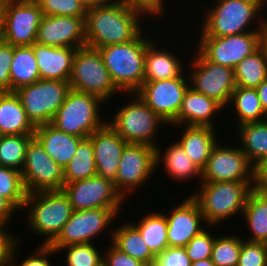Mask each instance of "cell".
<instances>
[{"label":"cell","instance_id":"cell-4","mask_svg":"<svg viewBox=\"0 0 267 266\" xmlns=\"http://www.w3.org/2000/svg\"><path fill=\"white\" fill-rule=\"evenodd\" d=\"M145 34V35H144ZM141 32L134 40L99 48L110 77L122 94L136 93L144 81L145 52L153 40Z\"/></svg>","mask_w":267,"mask_h":266},{"label":"cell","instance_id":"cell-54","mask_svg":"<svg viewBox=\"0 0 267 266\" xmlns=\"http://www.w3.org/2000/svg\"><path fill=\"white\" fill-rule=\"evenodd\" d=\"M191 266H215V264L211 261L210 258H208L205 260L192 262Z\"/></svg>","mask_w":267,"mask_h":266},{"label":"cell","instance_id":"cell-29","mask_svg":"<svg viewBox=\"0 0 267 266\" xmlns=\"http://www.w3.org/2000/svg\"><path fill=\"white\" fill-rule=\"evenodd\" d=\"M238 145L256 167L267 159V121L250 122L236 127Z\"/></svg>","mask_w":267,"mask_h":266},{"label":"cell","instance_id":"cell-50","mask_svg":"<svg viewBox=\"0 0 267 266\" xmlns=\"http://www.w3.org/2000/svg\"><path fill=\"white\" fill-rule=\"evenodd\" d=\"M133 3L144 6L156 19L163 17L165 11L167 10L166 2L167 0H130ZM166 1V2H165ZM166 7V8H165Z\"/></svg>","mask_w":267,"mask_h":266},{"label":"cell","instance_id":"cell-22","mask_svg":"<svg viewBox=\"0 0 267 266\" xmlns=\"http://www.w3.org/2000/svg\"><path fill=\"white\" fill-rule=\"evenodd\" d=\"M223 110L225 111L214 99L195 91L189 86L184 94L180 111L177 117L169 124V127L172 129V126L187 125L209 126L218 129L215 123L217 120L215 119L220 114L223 116Z\"/></svg>","mask_w":267,"mask_h":266},{"label":"cell","instance_id":"cell-6","mask_svg":"<svg viewBox=\"0 0 267 266\" xmlns=\"http://www.w3.org/2000/svg\"><path fill=\"white\" fill-rule=\"evenodd\" d=\"M130 99L118 107L107 120V123L123 138L127 143L145 144L156 147L159 141L156 136L162 130L160 127L167 125L160 115L151 110L145 102L136 94H125ZM112 117V118H111ZM164 124V125H163Z\"/></svg>","mask_w":267,"mask_h":266},{"label":"cell","instance_id":"cell-23","mask_svg":"<svg viewBox=\"0 0 267 266\" xmlns=\"http://www.w3.org/2000/svg\"><path fill=\"white\" fill-rule=\"evenodd\" d=\"M154 39L147 45L145 52L144 81L153 82L159 80L173 79L180 77L185 71L186 58L175 51H170L165 46L162 47L159 40ZM158 41V43H157ZM183 62H182V60Z\"/></svg>","mask_w":267,"mask_h":266},{"label":"cell","instance_id":"cell-3","mask_svg":"<svg viewBox=\"0 0 267 266\" xmlns=\"http://www.w3.org/2000/svg\"><path fill=\"white\" fill-rule=\"evenodd\" d=\"M198 187L190 196L198 203L206 225L217 228L234 215L239 217L243 213L254 182H200Z\"/></svg>","mask_w":267,"mask_h":266},{"label":"cell","instance_id":"cell-31","mask_svg":"<svg viewBox=\"0 0 267 266\" xmlns=\"http://www.w3.org/2000/svg\"><path fill=\"white\" fill-rule=\"evenodd\" d=\"M241 216L249 229V236L244 240L267 243V195L253 189L248 195Z\"/></svg>","mask_w":267,"mask_h":266},{"label":"cell","instance_id":"cell-38","mask_svg":"<svg viewBox=\"0 0 267 266\" xmlns=\"http://www.w3.org/2000/svg\"><path fill=\"white\" fill-rule=\"evenodd\" d=\"M244 237L241 235L215 233V241L211 252V261L215 266H237Z\"/></svg>","mask_w":267,"mask_h":266},{"label":"cell","instance_id":"cell-7","mask_svg":"<svg viewBox=\"0 0 267 266\" xmlns=\"http://www.w3.org/2000/svg\"><path fill=\"white\" fill-rule=\"evenodd\" d=\"M102 104L107 103L96 95L70 89L50 124L69 135L88 138L107 123L100 112Z\"/></svg>","mask_w":267,"mask_h":266},{"label":"cell","instance_id":"cell-41","mask_svg":"<svg viewBox=\"0 0 267 266\" xmlns=\"http://www.w3.org/2000/svg\"><path fill=\"white\" fill-rule=\"evenodd\" d=\"M43 16L86 17L87 7L81 0H35Z\"/></svg>","mask_w":267,"mask_h":266},{"label":"cell","instance_id":"cell-19","mask_svg":"<svg viewBox=\"0 0 267 266\" xmlns=\"http://www.w3.org/2000/svg\"><path fill=\"white\" fill-rule=\"evenodd\" d=\"M163 213L167 219L168 247H185L188 242L208 227L198 203L188 195L180 203ZM204 225V226H203Z\"/></svg>","mask_w":267,"mask_h":266},{"label":"cell","instance_id":"cell-14","mask_svg":"<svg viewBox=\"0 0 267 266\" xmlns=\"http://www.w3.org/2000/svg\"><path fill=\"white\" fill-rule=\"evenodd\" d=\"M213 146L207 164L201 171V182L219 181L254 182L255 167L248 161L240 146L220 143Z\"/></svg>","mask_w":267,"mask_h":266},{"label":"cell","instance_id":"cell-35","mask_svg":"<svg viewBox=\"0 0 267 266\" xmlns=\"http://www.w3.org/2000/svg\"><path fill=\"white\" fill-rule=\"evenodd\" d=\"M236 86L257 88L267 78V56L262 46L234 68Z\"/></svg>","mask_w":267,"mask_h":266},{"label":"cell","instance_id":"cell-15","mask_svg":"<svg viewBox=\"0 0 267 266\" xmlns=\"http://www.w3.org/2000/svg\"><path fill=\"white\" fill-rule=\"evenodd\" d=\"M263 32H248L225 37L196 36V49L215 64L235 68L261 46Z\"/></svg>","mask_w":267,"mask_h":266},{"label":"cell","instance_id":"cell-2","mask_svg":"<svg viewBox=\"0 0 267 266\" xmlns=\"http://www.w3.org/2000/svg\"><path fill=\"white\" fill-rule=\"evenodd\" d=\"M205 8L198 36L225 37L263 32L267 26V0H214ZM215 3V4H214ZM213 4V5H212ZM256 23V24H255Z\"/></svg>","mask_w":267,"mask_h":266},{"label":"cell","instance_id":"cell-45","mask_svg":"<svg viewBox=\"0 0 267 266\" xmlns=\"http://www.w3.org/2000/svg\"><path fill=\"white\" fill-rule=\"evenodd\" d=\"M184 247H167L155 256L153 266H191Z\"/></svg>","mask_w":267,"mask_h":266},{"label":"cell","instance_id":"cell-27","mask_svg":"<svg viewBox=\"0 0 267 266\" xmlns=\"http://www.w3.org/2000/svg\"><path fill=\"white\" fill-rule=\"evenodd\" d=\"M34 136L61 168H65L70 162L84 139L59 131L50 123L36 126Z\"/></svg>","mask_w":267,"mask_h":266},{"label":"cell","instance_id":"cell-13","mask_svg":"<svg viewBox=\"0 0 267 266\" xmlns=\"http://www.w3.org/2000/svg\"><path fill=\"white\" fill-rule=\"evenodd\" d=\"M120 160L114 186L127 200L138 188L146 186V180L150 181L149 179L154 176L155 148L145 144L128 143Z\"/></svg>","mask_w":267,"mask_h":266},{"label":"cell","instance_id":"cell-57","mask_svg":"<svg viewBox=\"0 0 267 266\" xmlns=\"http://www.w3.org/2000/svg\"><path fill=\"white\" fill-rule=\"evenodd\" d=\"M4 1H10V0H0V3L4 2Z\"/></svg>","mask_w":267,"mask_h":266},{"label":"cell","instance_id":"cell-10","mask_svg":"<svg viewBox=\"0 0 267 266\" xmlns=\"http://www.w3.org/2000/svg\"><path fill=\"white\" fill-rule=\"evenodd\" d=\"M190 62H187V71L190 87L195 91L214 99L226 109L231 94L236 88L234 69L212 63L207 60L197 49L192 48ZM189 66V67H188Z\"/></svg>","mask_w":267,"mask_h":266},{"label":"cell","instance_id":"cell-44","mask_svg":"<svg viewBox=\"0 0 267 266\" xmlns=\"http://www.w3.org/2000/svg\"><path fill=\"white\" fill-rule=\"evenodd\" d=\"M237 266H267V243L243 239Z\"/></svg>","mask_w":267,"mask_h":266},{"label":"cell","instance_id":"cell-8","mask_svg":"<svg viewBox=\"0 0 267 266\" xmlns=\"http://www.w3.org/2000/svg\"><path fill=\"white\" fill-rule=\"evenodd\" d=\"M69 84L70 89L96 95L106 103L116 93L123 95L113 83L99 50L88 46L77 49Z\"/></svg>","mask_w":267,"mask_h":266},{"label":"cell","instance_id":"cell-11","mask_svg":"<svg viewBox=\"0 0 267 266\" xmlns=\"http://www.w3.org/2000/svg\"><path fill=\"white\" fill-rule=\"evenodd\" d=\"M69 90V81L39 79L18 88L15 93L20 98L28 119L36 127L51 123Z\"/></svg>","mask_w":267,"mask_h":266},{"label":"cell","instance_id":"cell-21","mask_svg":"<svg viewBox=\"0 0 267 266\" xmlns=\"http://www.w3.org/2000/svg\"><path fill=\"white\" fill-rule=\"evenodd\" d=\"M89 138L94 148L96 174L115 183L120 158L128 143L108 123Z\"/></svg>","mask_w":267,"mask_h":266},{"label":"cell","instance_id":"cell-18","mask_svg":"<svg viewBox=\"0 0 267 266\" xmlns=\"http://www.w3.org/2000/svg\"><path fill=\"white\" fill-rule=\"evenodd\" d=\"M190 86L188 71L173 79L143 82L136 94L170 124L178 115L184 94Z\"/></svg>","mask_w":267,"mask_h":266},{"label":"cell","instance_id":"cell-28","mask_svg":"<svg viewBox=\"0 0 267 266\" xmlns=\"http://www.w3.org/2000/svg\"><path fill=\"white\" fill-rule=\"evenodd\" d=\"M35 128L28 119L15 91L0 92V131L2 135H34Z\"/></svg>","mask_w":267,"mask_h":266},{"label":"cell","instance_id":"cell-24","mask_svg":"<svg viewBox=\"0 0 267 266\" xmlns=\"http://www.w3.org/2000/svg\"><path fill=\"white\" fill-rule=\"evenodd\" d=\"M31 46L38 65L40 79L69 81L77 48L54 47L37 42Z\"/></svg>","mask_w":267,"mask_h":266},{"label":"cell","instance_id":"cell-53","mask_svg":"<svg viewBox=\"0 0 267 266\" xmlns=\"http://www.w3.org/2000/svg\"><path fill=\"white\" fill-rule=\"evenodd\" d=\"M81 1L87 8H90L93 6L111 5L114 3H118L122 0H81Z\"/></svg>","mask_w":267,"mask_h":266},{"label":"cell","instance_id":"cell-20","mask_svg":"<svg viewBox=\"0 0 267 266\" xmlns=\"http://www.w3.org/2000/svg\"><path fill=\"white\" fill-rule=\"evenodd\" d=\"M36 42L54 47L86 46L85 18L74 16H43Z\"/></svg>","mask_w":267,"mask_h":266},{"label":"cell","instance_id":"cell-47","mask_svg":"<svg viewBox=\"0 0 267 266\" xmlns=\"http://www.w3.org/2000/svg\"><path fill=\"white\" fill-rule=\"evenodd\" d=\"M105 248L103 249V266H146L141 261L116 248L111 242Z\"/></svg>","mask_w":267,"mask_h":266},{"label":"cell","instance_id":"cell-43","mask_svg":"<svg viewBox=\"0 0 267 266\" xmlns=\"http://www.w3.org/2000/svg\"><path fill=\"white\" fill-rule=\"evenodd\" d=\"M208 228L206 227L198 235L193 237L184 247L191 262L211 258L215 234L212 230L213 226H208Z\"/></svg>","mask_w":267,"mask_h":266},{"label":"cell","instance_id":"cell-36","mask_svg":"<svg viewBox=\"0 0 267 266\" xmlns=\"http://www.w3.org/2000/svg\"><path fill=\"white\" fill-rule=\"evenodd\" d=\"M94 148L91 139L84 138L78 145L75 155L63 168L64 183H71L96 176Z\"/></svg>","mask_w":267,"mask_h":266},{"label":"cell","instance_id":"cell-39","mask_svg":"<svg viewBox=\"0 0 267 266\" xmlns=\"http://www.w3.org/2000/svg\"><path fill=\"white\" fill-rule=\"evenodd\" d=\"M0 196L7 198L19 211L23 209L27 191L21 171L0 166Z\"/></svg>","mask_w":267,"mask_h":266},{"label":"cell","instance_id":"cell-30","mask_svg":"<svg viewBox=\"0 0 267 266\" xmlns=\"http://www.w3.org/2000/svg\"><path fill=\"white\" fill-rule=\"evenodd\" d=\"M122 223L118 225L119 227H114L111 243L146 266H153L155 255L147 246L140 231L130 221Z\"/></svg>","mask_w":267,"mask_h":266},{"label":"cell","instance_id":"cell-48","mask_svg":"<svg viewBox=\"0 0 267 266\" xmlns=\"http://www.w3.org/2000/svg\"><path fill=\"white\" fill-rule=\"evenodd\" d=\"M6 226L0 223V266H10L11 253L18 242V235Z\"/></svg>","mask_w":267,"mask_h":266},{"label":"cell","instance_id":"cell-51","mask_svg":"<svg viewBox=\"0 0 267 266\" xmlns=\"http://www.w3.org/2000/svg\"><path fill=\"white\" fill-rule=\"evenodd\" d=\"M19 211L7 198L0 196V223L9 224V221Z\"/></svg>","mask_w":267,"mask_h":266},{"label":"cell","instance_id":"cell-40","mask_svg":"<svg viewBox=\"0 0 267 266\" xmlns=\"http://www.w3.org/2000/svg\"><path fill=\"white\" fill-rule=\"evenodd\" d=\"M97 247L95 243L76 244L61 247L57 252H64L66 266H103V252Z\"/></svg>","mask_w":267,"mask_h":266},{"label":"cell","instance_id":"cell-9","mask_svg":"<svg viewBox=\"0 0 267 266\" xmlns=\"http://www.w3.org/2000/svg\"><path fill=\"white\" fill-rule=\"evenodd\" d=\"M121 210L96 208L73 211L70 219L50 246L58 251L61 247L68 245L94 243V240L99 238L98 236L108 232L110 233L105 237L108 238V242H111L114 225L111 229L109 226L117 220Z\"/></svg>","mask_w":267,"mask_h":266},{"label":"cell","instance_id":"cell-46","mask_svg":"<svg viewBox=\"0 0 267 266\" xmlns=\"http://www.w3.org/2000/svg\"><path fill=\"white\" fill-rule=\"evenodd\" d=\"M14 46L3 42L0 45V92L12 91L10 69L13 60Z\"/></svg>","mask_w":267,"mask_h":266},{"label":"cell","instance_id":"cell-34","mask_svg":"<svg viewBox=\"0 0 267 266\" xmlns=\"http://www.w3.org/2000/svg\"><path fill=\"white\" fill-rule=\"evenodd\" d=\"M12 91L30 85L40 79L38 65L32 46H14L10 69Z\"/></svg>","mask_w":267,"mask_h":266},{"label":"cell","instance_id":"cell-26","mask_svg":"<svg viewBox=\"0 0 267 266\" xmlns=\"http://www.w3.org/2000/svg\"><path fill=\"white\" fill-rule=\"evenodd\" d=\"M159 143L155 147L156 171L158 167H164V171L169 179L188 182L194 178L201 182V170L192 162L191 158L185 153L180 144L174 140L172 144L163 150ZM163 150V151H162ZM162 164V166H161Z\"/></svg>","mask_w":267,"mask_h":266},{"label":"cell","instance_id":"cell-1","mask_svg":"<svg viewBox=\"0 0 267 266\" xmlns=\"http://www.w3.org/2000/svg\"><path fill=\"white\" fill-rule=\"evenodd\" d=\"M149 16L155 18L144 6L130 0L87 8L86 46L99 49L130 42L147 30L141 24Z\"/></svg>","mask_w":267,"mask_h":266},{"label":"cell","instance_id":"cell-52","mask_svg":"<svg viewBox=\"0 0 267 266\" xmlns=\"http://www.w3.org/2000/svg\"><path fill=\"white\" fill-rule=\"evenodd\" d=\"M261 105L267 113V78L256 88Z\"/></svg>","mask_w":267,"mask_h":266},{"label":"cell","instance_id":"cell-56","mask_svg":"<svg viewBox=\"0 0 267 266\" xmlns=\"http://www.w3.org/2000/svg\"><path fill=\"white\" fill-rule=\"evenodd\" d=\"M4 42L3 21L0 15V45Z\"/></svg>","mask_w":267,"mask_h":266},{"label":"cell","instance_id":"cell-49","mask_svg":"<svg viewBox=\"0 0 267 266\" xmlns=\"http://www.w3.org/2000/svg\"><path fill=\"white\" fill-rule=\"evenodd\" d=\"M254 189L267 195V159L260 162L254 169Z\"/></svg>","mask_w":267,"mask_h":266},{"label":"cell","instance_id":"cell-16","mask_svg":"<svg viewBox=\"0 0 267 266\" xmlns=\"http://www.w3.org/2000/svg\"><path fill=\"white\" fill-rule=\"evenodd\" d=\"M22 180L27 194L39 191L62 190L64 187L63 168L45 151L34 136L27 146Z\"/></svg>","mask_w":267,"mask_h":266},{"label":"cell","instance_id":"cell-25","mask_svg":"<svg viewBox=\"0 0 267 266\" xmlns=\"http://www.w3.org/2000/svg\"><path fill=\"white\" fill-rule=\"evenodd\" d=\"M181 132L176 141L180 144L192 162L202 171L208 161L213 146L218 142L220 136H216L219 130L209 126H173ZM183 127V128H182ZM219 137V138H218Z\"/></svg>","mask_w":267,"mask_h":266},{"label":"cell","instance_id":"cell-42","mask_svg":"<svg viewBox=\"0 0 267 266\" xmlns=\"http://www.w3.org/2000/svg\"><path fill=\"white\" fill-rule=\"evenodd\" d=\"M19 236L21 235H18V242L15 244L11 253L10 266H53V263L51 264L49 258L50 256H53V254L54 256L57 255L58 252L50 245H41L40 243V246L35 248V251H33L32 254H28L26 258H23L24 260L19 261L17 259V251L20 249L19 247L22 246L21 244L23 240V238H19Z\"/></svg>","mask_w":267,"mask_h":266},{"label":"cell","instance_id":"cell-32","mask_svg":"<svg viewBox=\"0 0 267 266\" xmlns=\"http://www.w3.org/2000/svg\"><path fill=\"white\" fill-rule=\"evenodd\" d=\"M234 107V108H232ZM226 111L233 110L232 113L237 120V125L250 123V122H261L266 120L267 113L264 111L256 88H245L236 86L233 90L229 103L226 107Z\"/></svg>","mask_w":267,"mask_h":266},{"label":"cell","instance_id":"cell-12","mask_svg":"<svg viewBox=\"0 0 267 266\" xmlns=\"http://www.w3.org/2000/svg\"><path fill=\"white\" fill-rule=\"evenodd\" d=\"M4 42L31 46L36 42L43 13L35 0H10L0 3Z\"/></svg>","mask_w":267,"mask_h":266},{"label":"cell","instance_id":"cell-55","mask_svg":"<svg viewBox=\"0 0 267 266\" xmlns=\"http://www.w3.org/2000/svg\"><path fill=\"white\" fill-rule=\"evenodd\" d=\"M261 46L263 47V49L266 53V56H267V26L262 33Z\"/></svg>","mask_w":267,"mask_h":266},{"label":"cell","instance_id":"cell-37","mask_svg":"<svg viewBox=\"0 0 267 266\" xmlns=\"http://www.w3.org/2000/svg\"><path fill=\"white\" fill-rule=\"evenodd\" d=\"M34 135H3L0 140V166L22 170L29 141Z\"/></svg>","mask_w":267,"mask_h":266},{"label":"cell","instance_id":"cell-5","mask_svg":"<svg viewBox=\"0 0 267 266\" xmlns=\"http://www.w3.org/2000/svg\"><path fill=\"white\" fill-rule=\"evenodd\" d=\"M27 210V229L38 235L41 245H50L70 219L73 208L63 190L27 194L22 211Z\"/></svg>","mask_w":267,"mask_h":266},{"label":"cell","instance_id":"cell-33","mask_svg":"<svg viewBox=\"0 0 267 266\" xmlns=\"http://www.w3.org/2000/svg\"><path fill=\"white\" fill-rule=\"evenodd\" d=\"M148 214V215H147ZM131 223L140 231L144 241L156 256L168 247L167 219L163 212L154 210Z\"/></svg>","mask_w":267,"mask_h":266},{"label":"cell","instance_id":"cell-17","mask_svg":"<svg viewBox=\"0 0 267 266\" xmlns=\"http://www.w3.org/2000/svg\"><path fill=\"white\" fill-rule=\"evenodd\" d=\"M62 190L74 211L96 208L122 209L123 203L126 202L116 190L114 182L98 175L65 183Z\"/></svg>","mask_w":267,"mask_h":266}]
</instances>
